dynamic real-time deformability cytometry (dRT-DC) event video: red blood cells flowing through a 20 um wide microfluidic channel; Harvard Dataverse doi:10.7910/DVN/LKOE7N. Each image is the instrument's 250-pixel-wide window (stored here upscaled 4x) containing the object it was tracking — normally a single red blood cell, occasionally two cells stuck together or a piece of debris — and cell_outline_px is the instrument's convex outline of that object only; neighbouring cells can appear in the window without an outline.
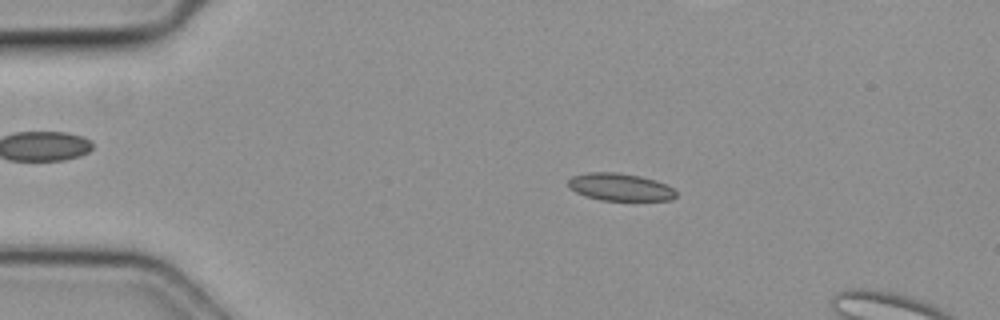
{"species": "common noctule bat (a hibernating species)", "species_latin": "Nyctalus noctula", "temperature_condition": "cold", "stored_images_in_passage": 42, "camera_frame_rate_fps": 3000, "um_per_image_px": 0.085, "animal": {"sex": "female", "body_mass_g": 19.3, "forearm_length_mm": 54.1}, "frame": {"image": 1, "passage_image": 3, "time_ms": 0.667, "image_size_px": [1000, 320], "cell_outline_px": [[676, 196], [672, 200], [600, 200], [576, 192], [568, 188], [568, 180], [572, 176], [584, 172], [616, 172], [640, 176], [664, 184], [672, 188], [676, 192]], "centroid_in_image_um": [52.66, 15.89], "position_along_channel_um": 32.3, "area_um2": 17.11}}
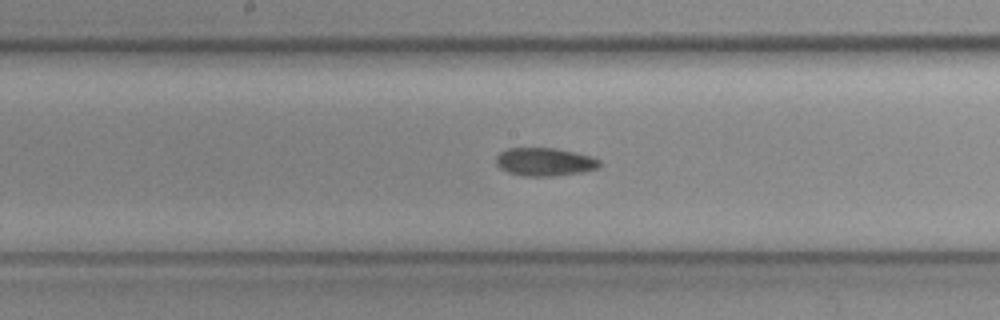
{"frame": {"image": 2, "passage_image": 19, "time_ms": 6.0, "image_size_px": [1000, 320], "cell_outline_px": [[600, 164], [596, 168], [580, 172], [552, 176], [524, 176], [508, 172], [500, 168], [496, 164], [496, 156], [500, 152], [508, 148], [556, 148], [592, 156], [600, 160]], "centroid_in_image_um": [46.27, 13.75], "position_along_channel_um": 201.9, "area_um2": 16.88}}
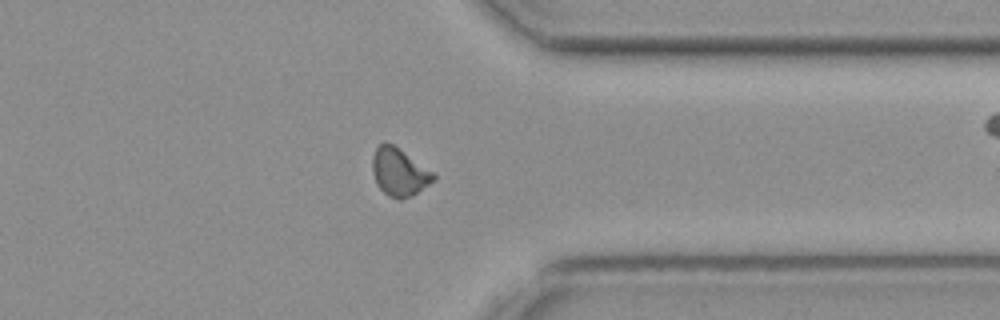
{"frame": {"image": 3, "passage_image": 32, "time_ms": 10.333, "image_size_px": [1000, 320], "cell_outline_px": [[436, 180], [412, 196], [400, 200], [388, 196], [376, 184], [372, 172], [372, 156], [376, 148], [384, 140], [400, 148], [436, 172]], "centroid_in_image_um": [33.97, 14.61], "position_along_channel_um": 377.4, "area_um2": 17.57}}